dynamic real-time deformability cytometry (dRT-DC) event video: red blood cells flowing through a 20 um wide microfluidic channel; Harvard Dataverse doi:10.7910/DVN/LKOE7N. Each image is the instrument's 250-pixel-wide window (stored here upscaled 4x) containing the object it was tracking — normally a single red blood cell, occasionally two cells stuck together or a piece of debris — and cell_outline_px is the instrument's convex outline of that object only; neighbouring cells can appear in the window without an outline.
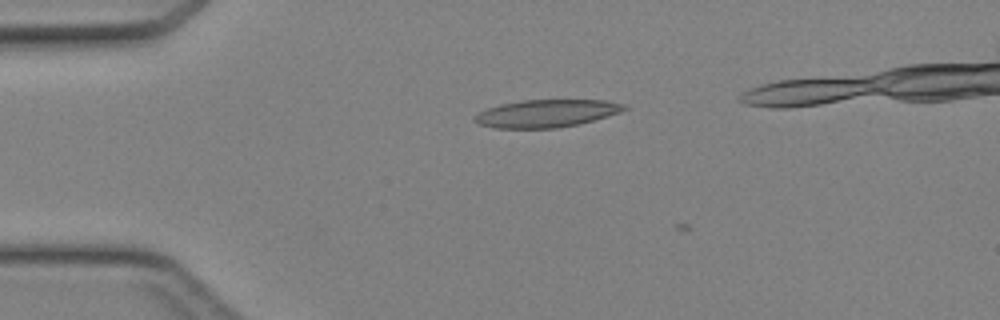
{"species": "Egyptian fruit bat (a non-hibernating species)", "species_latin": "Rousettus aegyptiacus", "temperature_condition": "cold", "stored_images_in_passage": 2, "camera_frame_rate_fps": 3000, "um_per_image_px": 0.085, "animal": {"sex": "female"}, "frame": {"image": 1, "passage_image": 1, "time_ms": 0.0, "image_size_px": [1000, 320], "cell_outline_px": [[628, 108], [620, 112], [608, 116], [580, 124], [556, 128], [496, 128], [480, 124], [472, 120], [480, 112], [488, 108], [500, 104], [520, 100], [604, 100], [628, 104]], "centroid_in_image_um": [46.5, 9.63], "position_along_channel_um": 38.5, "area_um2": 24.1}}